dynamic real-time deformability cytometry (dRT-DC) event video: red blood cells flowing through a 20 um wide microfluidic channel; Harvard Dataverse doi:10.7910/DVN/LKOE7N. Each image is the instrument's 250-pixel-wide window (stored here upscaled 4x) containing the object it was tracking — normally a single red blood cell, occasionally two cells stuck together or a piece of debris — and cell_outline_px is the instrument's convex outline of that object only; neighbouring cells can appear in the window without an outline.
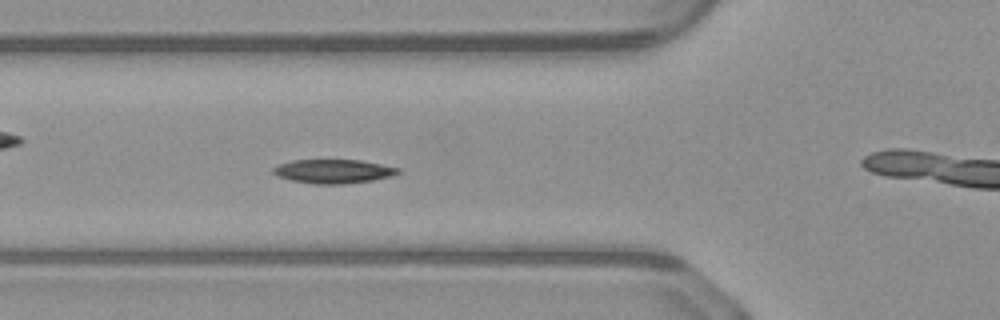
{"species": "common noctule bat (a hibernating species)", "species_latin": "Nyctalus noctula", "temperature_condition": "warm", "stored_images_in_passage": 51, "camera_frame_rate_fps": 3000, "um_per_image_px": 0.085, "animal": {"sex": "male", "body_mass_g": 23.1, "forearm_length_mm": 52.7}, "frame": {"image": 1, "passage_image": 18, "time_ms": 5.667, "image_size_px": [1000, 320], "cell_outline_px": [[400, 172], [392, 176], [372, 180], [344, 184], [312, 184], [292, 180], [276, 176], [272, 172], [272, 168], [280, 164], [292, 160], [360, 160], [400, 168]], "centroid_in_image_um": [28.32, 14.56], "position_along_channel_um": 97.5, "area_um2": 17.4}}
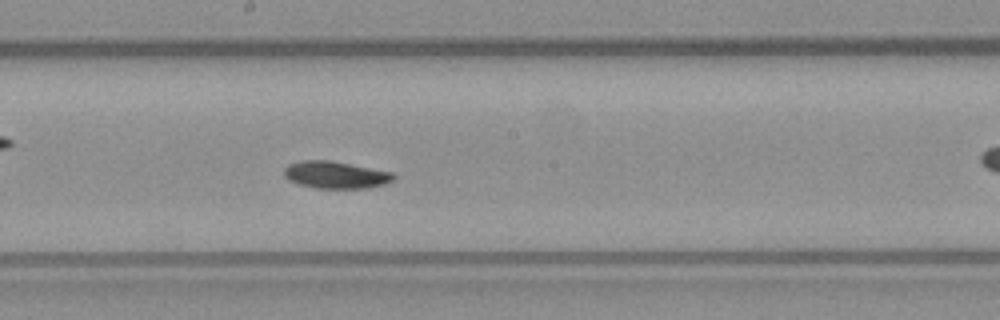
{"frame": {"image": 2, "passage_image": 27, "time_ms": 8.667, "image_size_px": [1000, 320], "cell_outline_px": [[396, 176], [392, 180], [384, 184], [368, 188], [316, 188], [300, 184], [288, 180], [284, 176], [284, 168], [288, 164], [300, 160], [328, 160], [392, 172]], "centroid_in_image_um": [28.49, 14.86], "position_along_channel_um": 219.7, "area_um2": 17.22}}
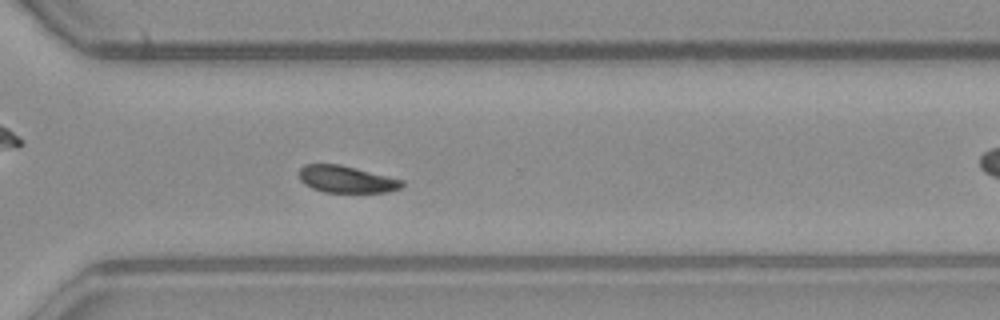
{"frame": {"image": 3, "passage_image": 36, "time_ms": 11.667, "image_size_px": [1000, 320], "cell_outline_px": [[404, 184], [400, 188], [388, 192], [324, 192], [312, 188], [304, 184], [300, 180], [300, 168], [304, 164], [340, 164], [404, 180]], "centroid_in_image_um": [29.44, 15.24], "position_along_channel_um": 341.2, "area_um2": 16.13}, "authors_computed_cell_mechanics": {"area_um2": 17.051, "velocity_mm_per_s": 4.0554, "shape_relaxation_time_tau1_ms": 7.2758, "shape_relaxation_time_tau2_ms": null, "deformation_change_tau1": 0.177, "deformation_change_tau2": null}}